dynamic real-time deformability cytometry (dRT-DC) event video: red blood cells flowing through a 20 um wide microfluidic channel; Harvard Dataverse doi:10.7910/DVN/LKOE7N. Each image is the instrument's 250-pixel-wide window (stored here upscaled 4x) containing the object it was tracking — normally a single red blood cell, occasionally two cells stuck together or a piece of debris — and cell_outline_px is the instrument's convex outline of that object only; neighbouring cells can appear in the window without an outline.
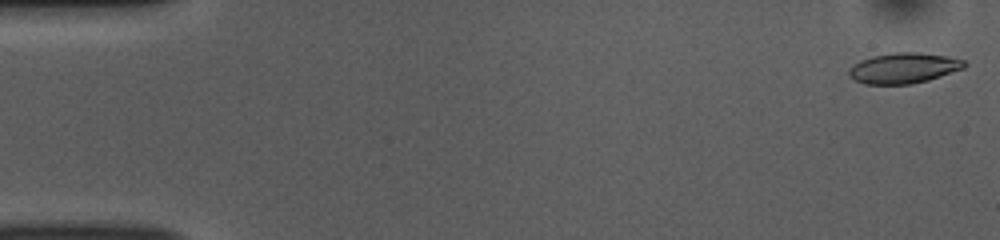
{"species": "common noctule bat (a hibernating species)", "species_latin": "Nyctalus noctula", "temperature_condition": "room temperature", "stored_images_in_passage": 51, "camera_frame_rate_fps": 3000, "um_per_image_px": 0.085, "animal": {"sex": "female", "body_mass_g": 10.0, "forearm_length_mm": 53.1}, "frame": {"image": 1, "passage_image": 1, "time_ms": 0.0, "image_size_px": [1000, 240], "cell_outline_px": [[968, 64], [964, 68], [928, 80], [912, 84], [864, 84], [848, 76], [848, 68], [852, 64], [860, 60], [872, 56], [896, 52], [920, 52], [948, 56], [964, 60]], "centroid_in_image_um": [76.79, 5.78], "position_along_channel_um": 8.2, "area_um2": 20.69}}
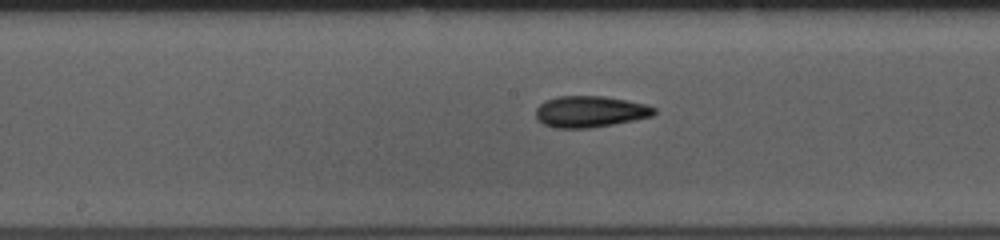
{"frame": {"image": 2, "passage_image": 26, "time_ms": 8.333, "image_size_px": [1000, 240], "cell_outline_px": [[656, 112], [652, 116], [612, 124], [588, 128], [556, 128], [544, 124], [536, 116], [536, 108], [540, 104], [548, 100], [560, 96], [604, 96], [628, 100], [648, 104], [656, 108]], "centroid_in_image_um": [50.19, 9.48], "position_along_channel_um": 198.0, "area_um2": 21.44}}
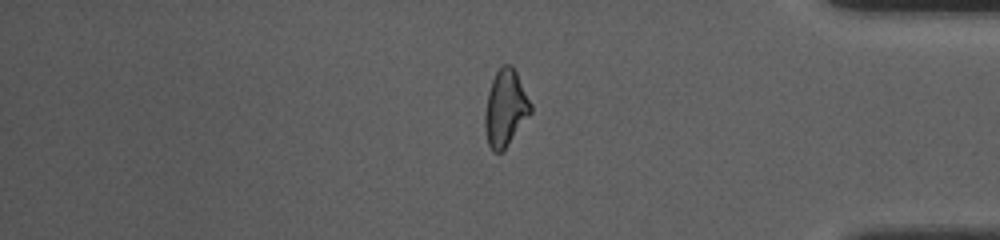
{"frame": {"image": 3, "passage_image": 43, "time_ms": 14.0, "image_size_px": [1000, 240], "cell_outline_px": [[532, 112], [508, 144], [500, 152], [492, 152], [488, 144], [484, 128], [484, 112], [488, 92], [492, 80], [496, 72], [504, 64], [512, 64], [532, 104]], "centroid_in_image_um": [42.95, 9.19], "position_along_channel_um": 392.2, "area_um2": 20.35}, "authors_computed_cell_mechanics": {"area_um2": 20.808, "velocity_mm_per_s": 3.8669, "shape_relaxation_time_tau1_ms": 5.7664, "shape_relaxation_time_tau2_ms": 3.1932, "deformation_change_tau1": 0.1595, "deformation_change_tau2": 0.1059}}